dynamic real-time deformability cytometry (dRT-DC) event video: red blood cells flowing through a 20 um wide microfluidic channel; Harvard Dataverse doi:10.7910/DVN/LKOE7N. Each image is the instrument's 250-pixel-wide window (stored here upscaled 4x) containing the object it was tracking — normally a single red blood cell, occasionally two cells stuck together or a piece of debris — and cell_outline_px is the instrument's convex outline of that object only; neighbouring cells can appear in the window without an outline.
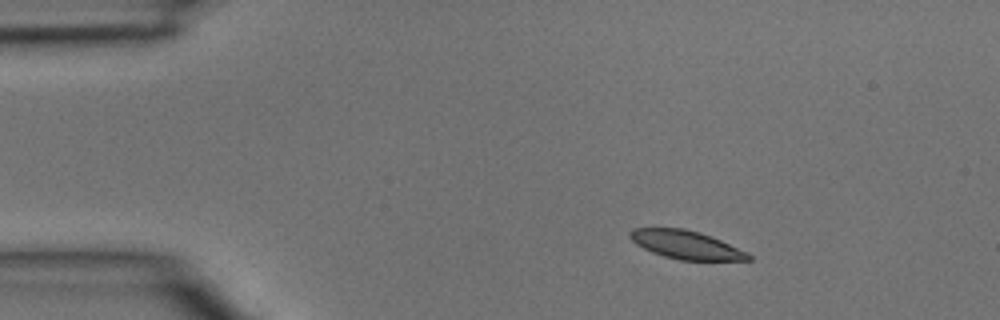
{"species": "common noctule bat (a hibernating species)", "species_latin": "Nyctalus noctula", "temperature_condition": "room temperature", "stored_images_in_passage": 3, "camera_frame_rate_fps": 3000, "um_per_image_px": 0.085, "animal": {"sex": "male", "body_mass_g": 15.6}, "frame": {"image": 1, "passage_image": 1, "time_ms": 0.0, "image_size_px": [1000, 320], "cell_outline_px": [[752, 260], [680, 260], [664, 256], [652, 252], [636, 244], [628, 236], [628, 232], [632, 228], [684, 228], [700, 232], [712, 236], [748, 252], [752, 256]], "centroid_in_image_um": [58.32, 20.8], "position_along_channel_um": 26.7, "area_um2": 19.65}}
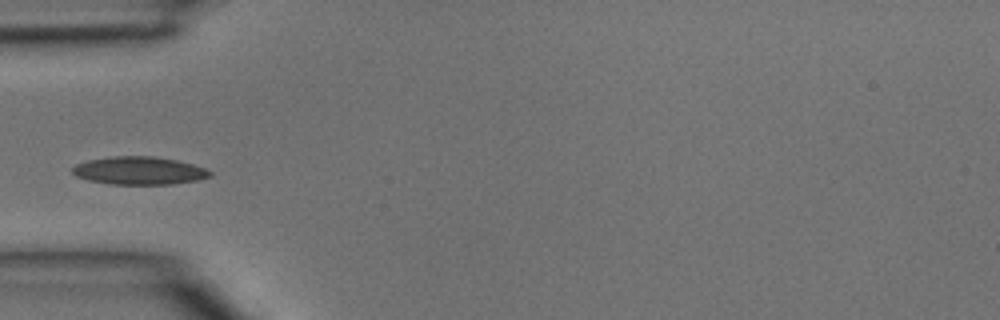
{"frame": {"image": 2, "passage_image": 3, "time_ms": 0.667, "image_size_px": [1000, 320], "cell_outline_px": [[212, 176], [196, 180], [172, 184], [108, 184], [88, 180], [76, 176], [72, 172], [72, 168], [76, 164], [88, 160], [112, 156], [152, 156], [176, 160], [192, 164], [204, 168], [212, 172]], "centroid_in_image_um": [11.81, 14.5], "position_along_channel_um": 73.2, "area_um2": 22.31}}